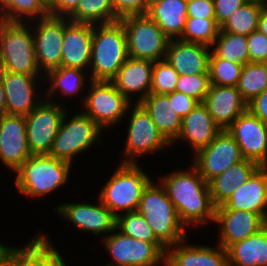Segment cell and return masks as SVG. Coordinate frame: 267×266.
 Returning a JSON list of instances; mask_svg holds the SVG:
<instances>
[{
	"label": "cell",
	"instance_id": "cell-1",
	"mask_svg": "<svg viewBox=\"0 0 267 266\" xmlns=\"http://www.w3.org/2000/svg\"><path fill=\"white\" fill-rule=\"evenodd\" d=\"M160 183L184 226L202 225L208 220L214 222L216 207L211 200L209 185L193 165L190 171L170 173Z\"/></svg>",
	"mask_w": 267,
	"mask_h": 266
},
{
	"label": "cell",
	"instance_id": "cell-2",
	"mask_svg": "<svg viewBox=\"0 0 267 266\" xmlns=\"http://www.w3.org/2000/svg\"><path fill=\"white\" fill-rule=\"evenodd\" d=\"M128 58L126 32L120 21L93 25L91 80L112 81Z\"/></svg>",
	"mask_w": 267,
	"mask_h": 266
},
{
	"label": "cell",
	"instance_id": "cell-3",
	"mask_svg": "<svg viewBox=\"0 0 267 266\" xmlns=\"http://www.w3.org/2000/svg\"><path fill=\"white\" fill-rule=\"evenodd\" d=\"M137 211L144 216L156 238L167 248L186 239L184 225L180 222L165 188L151 181L144 189Z\"/></svg>",
	"mask_w": 267,
	"mask_h": 266
},
{
	"label": "cell",
	"instance_id": "cell-4",
	"mask_svg": "<svg viewBox=\"0 0 267 266\" xmlns=\"http://www.w3.org/2000/svg\"><path fill=\"white\" fill-rule=\"evenodd\" d=\"M33 32L23 22L0 20V71L38 75Z\"/></svg>",
	"mask_w": 267,
	"mask_h": 266
},
{
	"label": "cell",
	"instance_id": "cell-5",
	"mask_svg": "<svg viewBox=\"0 0 267 266\" xmlns=\"http://www.w3.org/2000/svg\"><path fill=\"white\" fill-rule=\"evenodd\" d=\"M71 166L70 162L49 155H31L15 171L17 188L31 197L47 195L65 184Z\"/></svg>",
	"mask_w": 267,
	"mask_h": 266
},
{
	"label": "cell",
	"instance_id": "cell-6",
	"mask_svg": "<svg viewBox=\"0 0 267 266\" xmlns=\"http://www.w3.org/2000/svg\"><path fill=\"white\" fill-rule=\"evenodd\" d=\"M152 180L137 164L122 163L100 192L99 200L117 217V211H137L144 189Z\"/></svg>",
	"mask_w": 267,
	"mask_h": 266
},
{
	"label": "cell",
	"instance_id": "cell-7",
	"mask_svg": "<svg viewBox=\"0 0 267 266\" xmlns=\"http://www.w3.org/2000/svg\"><path fill=\"white\" fill-rule=\"evenodd\" d=\"M123 24L129 57L156 62L165 59L170 38L147 15H130L119 19Z\"/></svg>",
	"mask_w": 267,
	"mask_h": 266
},
{
	"label": "cell",
	"instance_id": "cell-8",
	"mask_svg": "<svg viewBox=\"0 0 267 266\" xmlns=\"http://www.w3.org/2000/svg\"><path fill=\"white\" fill-rule=\"evenodd\" d=\"M65 113L54 139L49 156L72 162L73 156L87 150L102 133L101 129L89 116L77 113L69 122H65Z\"/></svg>",
	"mask_w": 267,
	"mask_h": 266
},
{
	"label": "cell",
	"instance_id": "cell-9",
	"mask_svg": "<svg viewBox=\"0 0 267 266\" xmlns=\"http://www.w3.org/2000/svg\"><path fill=\"white\" fill-rule=\"evenodd\" d=\"M65 109L46 100L25 116L26 136L31 155H49Z\"/></svg>",
	"mask_w": 267,
	"mask_h": 266
},
{
	"label": "cell",
	"instance_id": "cell-10",
	"mask_svg": "<svg viewBox=\"0 0 267 266\" xmlns=\"http://www.w3.org/2000/svg\"><path fill=\"white\" fill-rule=\"evenodd\" d=\"M104 244L114 262L108 266H155L162 261L165 264L167 248L162 243L145 242L118 232L107 235Z\"/></svg>",
	"mask_w": 267,
	"mask_h": 266
},
{
	"label": "cell",
	"instance_id": "cell-11",
	"mask_svg": "<svg viewBox=\"0 0 267 266\" xmlns=\"http://www.w3.org/2000/svg\"><path fill=\"white\" fill-rule=\"evenodd\" d=\"M91 81L90 92L84 97L83 112L101 129L116 124L130 108L131 101L123 96L112 81Z\"/></svg>",
	"mask_w": 267,
	"mask_h": 266
},
{
	"label": "cell",
	"instance_id": "cell-12",
	"mask_svg": "<svg viewBox=\"0 0 267 266\" xmlns=\"http://www.w3.org/2000/svg\"><path fill=\"white\" fill-rule=\"evenodd\" d=\"M195 154L192 164L207 183L244 160L239 145L228 130H222L209 145Z\"/></svg>",
	"mask_w": 267,
	"mask_h": 266
},
{
	"label": "cell",
	"instance_id": "cell-13",
	"mask_svg": "<svg viewBox=\"0 0 267 266\" xmlns=\"http://www.w3.org/2000/svg\"><path fill=\"white\" fill-rule=\"evenodd\" d=\"M124 156V164H136L134 158L144 153H152L170 143L160 133L148 112L136 103L131 113Z\"/></svg>",
	"mask_w": 267,
	"mask_h": 266
},
{
	"label": "cell",
	"instance_id": "cell-14",
	"mask_svg": "<svg viewBox=\"0 0 267 266\" xmlns=\"http://www.w3.org/2000/svg\"><path fill=\"white\" fill-rule=\"evenodd\" d=\"M227 130L239 145L244 159L267 166V124L247 109Z\"/></svg>",
	"mask_w": 267,
	"mask_h": 266
},
{
	"label": "cell",
	"instance_id": "cell-15",
	"mask_svg": "<svg viewBox=\"0 0 267 266\" xmlns=\"http://www.w3.org/2000/svg\"><path fill=\"white\" fill-rule=\"evenodd\" d=\"M38 23L33 31L35 58L39 70L42 68L47 74L61 66L64 17L49 15L39 19Z\"/></svg>",
	"mask_w": 267,
	"mask_h": 266
},
{
	"label": "cell",
	"instance_id": "cell-16",
	"mask_svg": "<svg viewBox=\"0 0 267 266\" xmlns=\"http://www.w3.org/2000/svg\"><path fill=\"white\" fill-rule=\"evenodd\" d=\"M31 156L25 116L6 114L0 118V160L14 172Z\"/></svg>",
	"mask_w": 267,
	"mask_h": 266
},
{
	"label": "cell",
	"instance_id": "cell-17",
	"mask_svg": "<svg viewBox=\"0 0 267 266\" xmlns=\"http://www.w3.org/2000/svg\"><path fill=\"white\" fill-rule=\"evenodd\" d=\"M214 222L221 224L218 245L224 249L257 233L267 225V220L261 214L232 209H215Z\"/></svg>",
	"mask_w": 267,
	"mask_h": 266
},
{
	"label": "cell",
	"instance_id": "cell-18",
	"mask_svg": "<svg viewBox=\"0 0 267 266\" xmlns=\"http://www.w3.org/2000/svg\"><path fill=\"white\" fill-rule=\"evenodd\" d=\"M93 25L64 18L61 66L85 70L91 62Z\"/></svg>",
	"mask_w": 267,
	"mask_h": 266
},
{
	"label": "cell",
	"instance_id": "cell-19",
	"mask_svg": "<svg viewBox=\"0 0 267 266\" xmlns=\"http://www.w3.org/2000/svg\"><path fill=\"white\" fill-rule=\"evenodd\" d=\"M267 166H259L227 201L215 209L246 210L267 220Z\"/></svg>",
	"mask_w": 267,
	"mask_h": 266
},
{
	"label": "cell",
	"instance_id": "cell-20",
	"mask_svg": "<svg viewBox=\"0 0 267 266\" xmlns=\"http://www.w3.org/2000/svg\"><path fill=\"white\" fill-rule=\"evenodd\" d=\"M57 212L74 223L79 230L95 234L116 230L117 217L101 201L99 205L90 203L61 204L57 207Z\"/></svg>",
	"mask_w": 267,
	"mask_h": 266
},
{
	"label": "cell",
	"instance_id": "cell-21",
	"mask_svg": "<svg viewBox=\"0 0 267 266\" xmlns=\"http://www.w3.org/2000/svg\"><path fill=\"white\" fill-rule=\"evenodd\" d=\"M37 76L0 71L7 114L26 116L40 104L34 97Z\"/></svg>",
	"mask_w": 267,
	"mask_h": 266
},
{
	"label": "cell",
	"instance_id": "cell-22",
	"mask_svg": "<svg viewBox=\"0 0 267 266\" xmlns=\"http://www.w3.org/2000/svg\"><path fill=\"white\" fill-rule=\"evenodd\" d=\"M210 46L170 39L165 59L179 75L209 74Z\"/></svg>",
	"mask_w": 267,
	"mask_h": 266
},
{
	"label": "cell",
	"instance_id": "cell-23",
	"mask_svg": "<svg viewBox=\"0 0 267 266\" xmlns=\"http://www.w3.org/2000/svg\"><path fill=\"white\" fill-rule=\"evenodd\" d=\"M203 103L222 130H227L234 120L247 110V102L234 86L211 84Z\"/></svg>",
	"mask_w": 267,
	"mask_h": 266
},
{
	"label": "cell",
	"instance_id": "cell-24",
	"mask_svg": "<svg viewBox=\"0 0 267 266\" xmlns=\"http://www.w3.org/2000/svg\"><path fill=\"white\" fill-rule=\"evenodd\" d=\"M185 241L167 247L171 250L166 251L164 266H230L227 250L222 246L215 249L203 245H185Z\"/></svg>",
	"mask_w": 267,
	"mask_h": 266
},
{
	"label": "cell",
	"instance_id": "cell-25",
	"mask_svg": "<svg viewBox=\"0 0 267 266\" xmlns=\"http://www.w3.org/2000/svg\"><path fill=\"white\" fill-rule=\"evenodd\" d=\"M154 62L129 57L112 80L118 91L129 101L130 94L142 92L137 103L150 94Z\"/></svg>",
	"mask_w": 267,
	"mask_h": 266
},
{
	"label": "cell",
	"instance_id": "cell-26",
	"mask_svg": "<svg viewBox=\"0 0 267 266\" xmlns=\"http://www.w3.org/2000/svg\"><path fill=\"white\" fill-rule=\"evenodd\" d=\"M221 131L206 105L201 102L182 119L181 131L176 140L182 138L188 141L196 153L209 145Z\"/></svg>",
	"mask_w": 267,
	"mask_h": 266
},
{
	"label": "cell",
	"instance_id": "cell-27",
	"mask_svg": "<svg viewBox=\"0 0 267 266\" xmlns=\"http://www.w3.org/2000/svg\"><path fill=\"white\" fill-rule=\"evenodd\" d=\"M148 112L160 133L171 144L176 141L182 126V118L174 111L173 99L167 94L150 93L139 102Z\"/></svg>",
	"mask_w": 267,
	"mask_h": 266
},
{
	"label": "cell",
	"instance_id": "cell-28",
	"mask_svg": "<svg viewBox=\"0 0 267 266\" xmlns=\"http://www.w3.org/2000/svg\"><path fill=\"white\" fill-rule=\"evenodd\" d=\"M147 15L170 39H178L187 21V0H150Z\"/></svg>",
	"mask_w": 267,
	"mask_h": 266
},
{
	"label": "cell",
	"instance_id": "cell-29",
	"mask_svg": "<svg viewBox=\"0 0 267 266\" xmlns=\"http://www.w3.org/2000/svg\"><path fill=\"white\" fill-rule=\"evenodd\" d=\"M259 165L249 159L229 167L208 182L211 200L215 207L223 205L231 194L244 184Z\"/></svg>",
	"mask_w": 267,
	"mask_h": 266
},
{
	"label": "cell",
	"instance_id": "cell-30",
	"mask_svg": "<svg viewBox=\"0 0 267 266\" xmlns=\"http://www.w3.org/2000/svg\"><path fill=\"white\" fill-rule=\"evenodd\" d=\"M226 250L230 266H267V225Z\"/></svg>",
	"mask_w": 267,
	"mask_h": 266
},
{
	"label": "cell",
	"instance_id": "cell-31",
	"mask_svg": "<svg viewBox=\"0 0 267 266\" xmlns=\"http://www.w3.org/2000/svg\"><path fill=\"white\" fill-rule=\"evenodd\" d=\"M17 266H66V264L46 235H41L32 238L23 248H17Z\"/></svg>",
	"mask_w": 267,
	"mask_h": 266
},
{
	"label": "cell",
	"instance_id": "cell-32",
	"mask_svg": "<svg viewBox=\"0 0 267 266\" xmlns=\"http://www.w3.org/2000/svg\"><path fill=\"white\" fill-rule=\"evenodd\" d=\"M67 18L72 22L92 25L119 21L113 0H80L77 8Z\"/></svg>",
	"mask_w": 267,
	"mask_h": 266
},
{
	"label": "cell",
	"instance_id": "cell-33",
	"mask_svg": "<svg viewBox=\"0 0 267 266\" xmlns=\"http://www.w3.org/2000/svg\"><path fill=\"white\" fill-rule=\"evenodd\" d=\"M0 20L22 22L21 17H48V0H0Z\"/></svg>",
	"mask_w": 267,
	"mask_h": 266
},
{
	"label": "cell",
	"instance_id": "cell-34",
	"mask_svg": "<svg viewBox=\"0 0 267 266\" xmlns=\"http://www.w3.org/2000/svg\"><path fill=\"white\" fill-rule=\"evenodd\" d=\"M216 47L212 53L219 58L226 59L230 62L245 65L250 63L247 36L235 35L229 32L219 31L213 45Z\"/></svg>",
	"mask_w": 267,
	"mask_h": 266
},
{
	"label": "cell",
	"instance_id": "cell-35",
	"mask_svg": "<svg viewBox=\"0 0 267 266\" xmlns=\"http://www.w3.org/2000/svg\"><path fill=\"white\" fill-rule=\"evenodd\" d=\"M264 8L259 4L246 2L232 13L220 30L247 36L257 30L259 17Z\"/></svg>",
	"mask_w": 267,
	"mask_h": 266
},
{
	"label": "cell",
	"instance_id": "cell-36",
	"mask_svg": "<svg viewBox=\"0 0 267 266\" xmlns=\"http://www.w3.org/2000/svg\"><path fill=\"white\" fill-rule=\"evenodd\" d=\"M267 88V64L246 63L243 65L237 89L249 103Z\"/></svg>",
	"mask_w": 267,
	"mask_h": 266
},
{
	"label": "cell",
	"instance_id": "cell-37",
	"mask_svg": "<svg viewBox=\"0 0 267 266\" xmlns=\"http://www.w3.org/2000/svg\"><path fill=\"white\" fill-rule=\"evenodd\" d=\"M84 71L78 68H68L60 66L50 70L46 75L50 79L51 84L47 97H50L54 91L60 89L62 94L76 95L80 92L85 84L83 73Z\"/></svg>",
	"mask_w": 267,
	"mask_h": 266
},
{
	"label": "cell",
	"instance_id": "cell-38",
	"mask_svg": "<svg viewBox=\"0 0 267 266\" xmlns=\"http://www.w3.org/2000/svg\"><path fill=\"white\" fill-rule=\"evenodd\" d=\"M219 31L220 26L216 23L215 18L187 17L185 28L179 39L186 42L213 46Z\"/></svg>",
	"mask_w": 267,
	"mask_h": 266
},
{
	"label": "cell",
	"instance_id": "cell-39",
	"mask_svg": "<svg viewBox=\"0 0 267 266\" xmlns=\"http://www.w3.org/2000/svg\"><path fill=\"white\" fill-rule=\"evenodd\" d=\"M116 230L131 238L150 243H161L138 211L126 212L117 216Z\"/></svg>",
	"mask_w": 267,
	"mask_h": 266
},
{
	"label": "cell",
	"instance_id": "cell-40",
	"mask_svg": "<svg viewBox=\"0 0 267 266\" xmlns=\"http://www.w3.org/2000/svg\"><path fill=\"white\" fill-rule=\"evenodd\" d=\"M243 65L216 57L212 52L209 60V78L212 85L237 87Z\"/></svg>",
	"mask_w": 267,
	"mask_h": 266
},
{
	"label": "cell",
	"instance_id": "cell-41",
	"mask_svg": "<svg viewBox=\"0 0 267 266\" xmlns=\"http://www.w3.org/2000/svg\"><path fill=\"white\" fill-rule=\"evenodd\" d=\"M179 74L166 59L154 62L150 93L169 94L175 91Z\"/></svg>",
	"mask_w": 267,
	"mask_h": 266
},
{
	"label": "cell",
	"instance_id": "cell-42",
	"mask_svg": "<svg viewBox=\"0 0 267 266\" xmlns=\"http://www.w3.org/2000/svg\"><path fill=\"white\" fill-rule=\"evenodd\" d=\"M211 86L209 74L179 75L175 91L182 92L199 103L204 102Z\"/></svg>",
	"mask_w": 267,
	"mask_h": 266
},
{
	"label": "cell",
	"instance_id": "cell-43",
	"mask_svg": "<svg viewBox=\"0 0 267 266\" xmlns=\"http://www.w3.org/2000/svg\"><path fill=\"white\" fill-rule=\"evenodd\" d=\"M247 47L250 62L264 63L267 52V36L258 30L247 35Z\"/></svg>",
	"mask_w": 267,
	"mask_h": 266
},
{
	"label": "cell",
	"instance_id": "cell-44",
	"mask_svg": "<svg viewBox=\"0 0 267 266\" xmlns=\"http://www.w3.org/2000/svg\"><path fill=\"white\" fill-rule=\"evenodd\" d=\"M116 16L121 19L130 15L147 14L150 0H113Z\"/></svg>",
	"mask_w": 267,
	"mask_h": 266
},
{
	"label": "cell",
	"instance_id": "cell-45",
	"mask_svg": "<svg viewBox=\"0 0 267 266\" xmlns=\"http://www.w3.org/2000/svg\"><path fill=\"white\" fill-rule=\"evenodd\" d=\"M216 23L221 27L232 13L246 3L245 0H213Z\"/></svg>",
	"mask_w": 267,
	"mask_h": 266
},
{
	"label": "cell",
	"instance_id": "cell-46",
	"mask_svg": "<svg viewBox=\"0 0 267 266\" xmlns=\"http://www.w3.org/2000/svg\"><path fill=\"white\" fill-rule=\"evenodd\" d=\"M187 17L215 18L213 0H187Z\"/></svg>",
	"mask_w": 267,
	"mask_h": 266
},
{
	"label": "cell",
	"instance_id": "cell-47",
	"mask_svg": "<svg viewBox=\"0 0 267 266\" xmlns=\"http://www.w3.org/2000/svg\"><path fill=\"white\" fill-rule=\"evenodd\" d=\"M167 95L169 96V99H173L174 111L182 119L199 103L196 99H193L182 92L174 91Z\"/></svg>",
	"mask_w": 267,
	"mask_h": 266
},
{
	"label": "cell",
	"instance_id": "cell-48",
	"mask_svg": "<svg viewBox=\"0 0 267 266\" xmlns=\"http://www.w3.org/2000/svg\"><path fill=\"white\" fill-rule=\"evenodd\" d=\"M80 0H48V10L51 16H69L76 8Z\"/></svg>",
	"mask_w": 267,
	"mask_h": 266
},
{
	"label": "cell",
	"instance_id": "cell-49",
	"mask_svg": "<svg viewBox=\"0 0 267 266\" xmlns=\"http://www.w3.org/2000/svg\"><path fill=\"white\" fill-rule=\"evenodd\" d=\"M247 109L267 124V88L247 103Z\"/></svg>",
	"mask_w": 267,
	"mask_h": 266
},
{
	"label": "cell",
	"instance_id": "cell-50",
	"mask_svg": "<svg viewBox=\"0 0 267 266\" xmlns=\"http://www.w3.org/2000/svg\"><path fill=\"white\" fill-rule=\"evenodd\" d=\"M0 266H17V248H12L1 262Z\"/></svg>",
	"mask_w": 267,
	"mask_h": 266
},
{
	"label": "cell",
	"instance_id": "cell-51",
	"mask_svg": "<svg viewBox=\"0 0 267 266\" xmlns=\"http://www.w3.org/2000/svg\"><path fill=\"white\" fill-rule=\"evenodd\" d=\"M257 30L267 36V7H265L259 17Z\"/></svg>",
	"mask_w": 267,
	"mask_h": 266
},
{
	"label": "cell",
	"instance_id": "cell-52",
	"mask_svg": "<svg viewBox=\"0 0 267 266\" xmlns=\"http://www.w3.org/2000/svg\"><path fill=\"white\" fill-rule=\"evenodd\" d=\"M7 114L4 87L0 80V118Z\"/></svg>",
	"mask_w": 267,
	"mask_h": 266
},
{
	"label": "cell",
	"instance_id": "cell-53",
	"mask_svg": "<svg viewBox=\"0 0 267 266\" xmlns=\"http://www.w3.org/2000/svg\"><path fill=\"white\" fill-rule=\"evenodd\" d=\"M13 247H7L5 245L0 244V262L6 257L8 256L10 250Z\"/></svg>",
	"mask_w": 267,
	"mask_h": 266
},
{
	"label": "cell",
	"instance_id": "cell-54",
	"mask_svg": "<svg viewBox=\"0 0 267 266\" xmlns=\"http://www.w3.org/2000/svg\"><path fill=\"white\" fill-rule=\"evenodd\" d=\"M245 1L249 3L259 4L263 7H267V0H245Z\"/></svg>",
	"mask_w": 267,
	"mask_h": 266
},
{
	"label": "cell",
	"instance_id": "cell-55",
	"mask_svg": "<svg viewBox=\"0 0 267 266\" xmlns=\"http://www.w3.org/2000/svg\"><path fill=\"white\" fill-rule=\"evenodd\" d=\"M265 64H267V52H266V55H265Z\"/></svg>",
	"mask_w": 267,
	"mask_h": 266
}]
</instances>
